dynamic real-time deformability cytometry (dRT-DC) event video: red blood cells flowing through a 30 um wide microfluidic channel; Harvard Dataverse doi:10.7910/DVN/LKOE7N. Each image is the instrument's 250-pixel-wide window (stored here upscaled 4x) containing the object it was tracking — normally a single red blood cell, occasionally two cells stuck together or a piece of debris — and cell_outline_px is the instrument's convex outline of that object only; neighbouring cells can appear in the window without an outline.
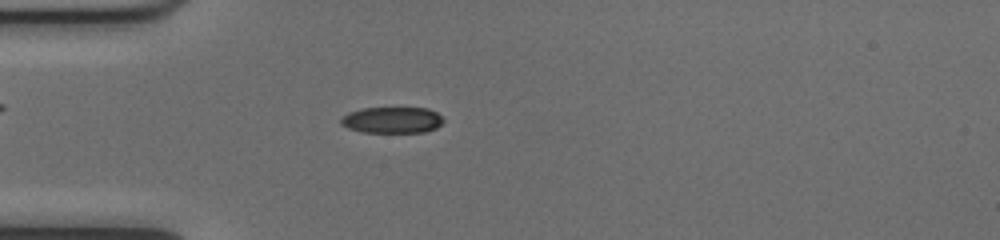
{"species": "common noctule bat (a hibernating species)", "species_latin": "Nyctalus noctula", "temperature_condition": "cold", "stored_images_in_passage": 51, "camera_frame_rate_fps": 3000, "um_per_image_px": 0.085, "animal": {"sex": "female", "body_mass_g": 17.0, "forearm_length_mm": 48.0}, "frame": {"image": 1, "passage_image": 15, "time_ms": 4.667, "image_size_px": [1000, 240], "cell_outline_px": [[444, 120], [436, 128], [424, 132], [364, 132], [348, 128], [340, 124], [340, 116], [348, 112], [360, 108], [428, 108], [436, 112]], "centroid_in_image_um": [33.28, 10.19], "position_along_channel_um": 51.7, "area_um2": 15.72}}
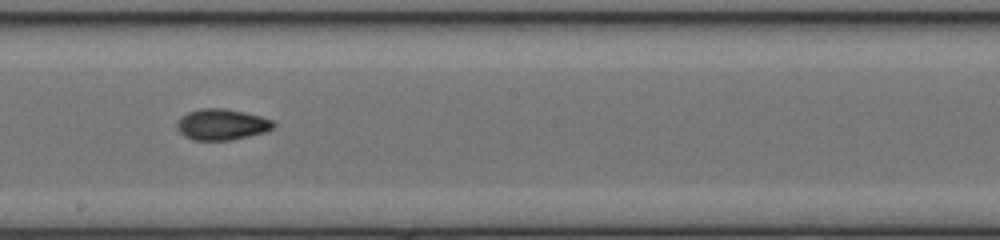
{"frame": {"image": 2, "passage_image": 29, "time_ms": 9.333, "image_size_px": [1000, 240], "cell_outline_px": [[276, 124], [272, 128], [264, 132], [232, 140], [192, 140], [184, 136], [176, 128], [176, 124], [180, 116], [188, 112], [200, 108], [224, 108], [244, 112], [260, 116], [272, 120]], "centroid_in_image_um": [18.81, 10.58], "position_along_channel_um": 229.4, "area_um2": 17.51}}
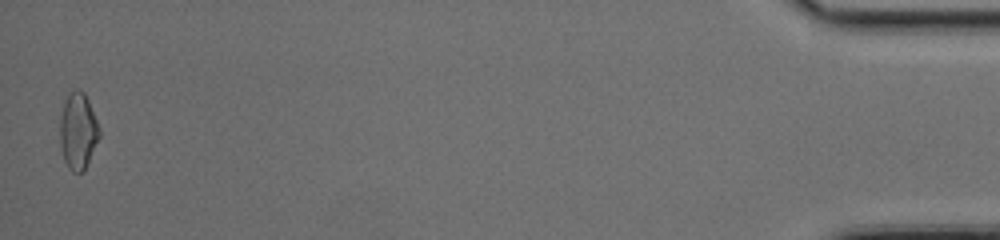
{"frame": {"image": 3, "passage_image": 51, "time_ms": 16.667, "image_size_px": [1000, 240], "cell_outline_px": [[100, 136], [84, 172], [72, 172], [68, 168], [64, 160], [60, 148], [60, 120], [64, 100], [68, 92], [76, 88], [80, 88], [84, 92], [88, 100], [100, 128]], "centroid_in_image_um": [6.63, 11.13], "position_along_channel_um": 428.6, "area_um2": 17.86}, "authors_computed_cell_mechanics": {"area_um2": 16.3574, "velocity_mm_per_s": 4.0215, "shape_relaxation_time_tau1_ms": 3.1988, "shape_relaxation_time_tau2_ms": 2.0189, "deformation_change_tau1": 0.1399, "deformation_change_tau2": 0.0671}}